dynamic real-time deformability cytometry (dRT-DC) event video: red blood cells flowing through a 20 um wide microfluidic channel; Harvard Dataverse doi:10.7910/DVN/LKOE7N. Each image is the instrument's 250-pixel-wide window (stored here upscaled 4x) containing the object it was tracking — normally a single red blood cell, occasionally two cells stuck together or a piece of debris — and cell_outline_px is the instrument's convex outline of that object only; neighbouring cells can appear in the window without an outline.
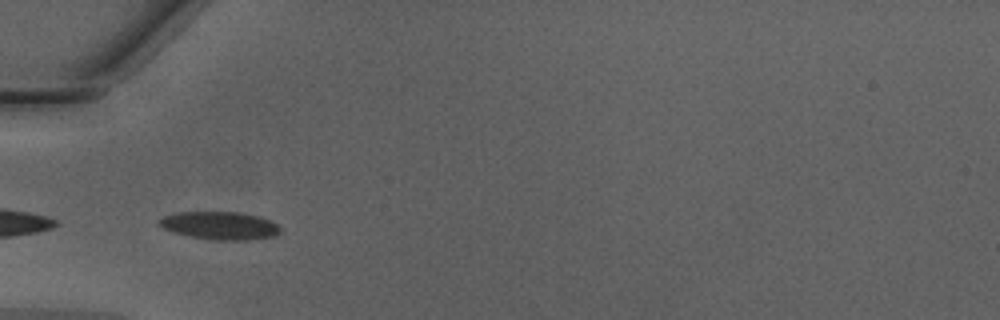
{"species": "Egyptian fruit bat (a non-hibernating species)", "species_latin": "Rousettus aegyptiacus", "temperature_condition": "warm", "stored_images_in_passage": 42, "camera_frame_rate_fps": 3000, "um_per_image_px": 0.085, "animal": {"sex": "male"}, "frame": {"image": 1, "passage_image": 10, "time_ms": 3.0, "image_size_px": [1000, 320], "cell_outline_px": [[280, 232], [272, 236], [248, 240], [212, 240], [172, 232], [156, 224], [156, 220], [164, 216], [176, 212], [240, 212], [260, 216], [276, 224], [280, 228]], "centroid_in_image_um": [18.64, 19.16], "position_along_channel_um": 66.4, "area_um2": 19.71}}
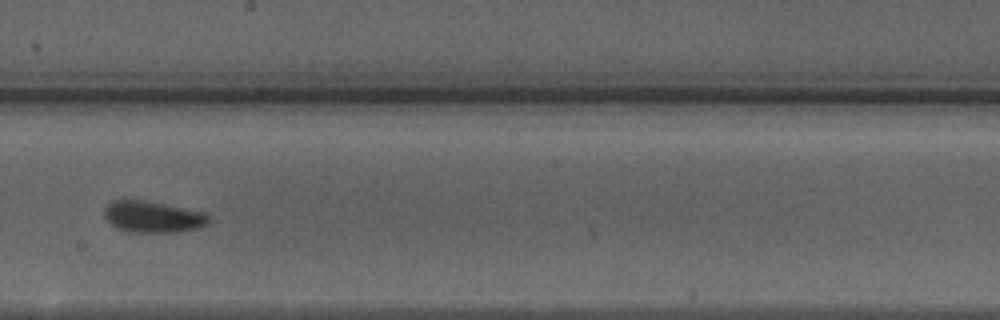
{"frame": {"image": 2, "passage_image": 22, "time_ms": 7.0, "image_size_px": [1000, 320], "cell_outline_px": [[212, 220], [208, 224], [200, 228], [172, 232], [128, 232], [116, 228], [104, 216], [104, 208], [112, 200], [144, 200], [204, 212], [212, 216]], "centroid_in_image_um": [13.03, 18.43], "position_along_channel_um": 235.2, "area_um2": 19.25}}
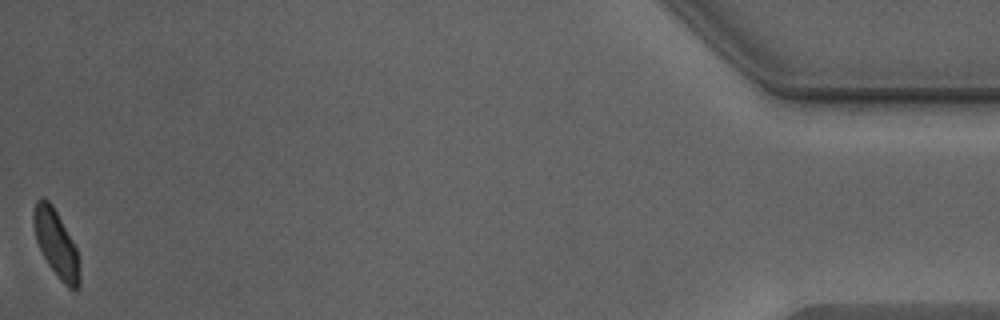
{"frame": {"image": 3, "passage_image": 42, "time_ms": 13.667, "image_size_px": [1000, 320], "cell_outline_px": [[80, 284], [76, 292], [68, 288], [64, 284], [48, 264], [36, 240], [32, 216], [32, 212], [36, 200], [40, 196], [44, 196], [52, 204], [76, 248], [80, 276]], "centroid_in_image_um": [4.75, 20.69], "position_along_channel_um": 430.4, "area_um2": 17.8}, "authors_computed_cell_mechanics": {"area_um2": 19.1607, "velocity_mm_per_s": 4.2788, "shape_relaxation_time_tau1_ms": 3.2171, "shape_relaxation_time_tau2_ms": 1.5144, "deformation_change_tau1": 0.0997, "deformation_change_tau2": 0.0816}}